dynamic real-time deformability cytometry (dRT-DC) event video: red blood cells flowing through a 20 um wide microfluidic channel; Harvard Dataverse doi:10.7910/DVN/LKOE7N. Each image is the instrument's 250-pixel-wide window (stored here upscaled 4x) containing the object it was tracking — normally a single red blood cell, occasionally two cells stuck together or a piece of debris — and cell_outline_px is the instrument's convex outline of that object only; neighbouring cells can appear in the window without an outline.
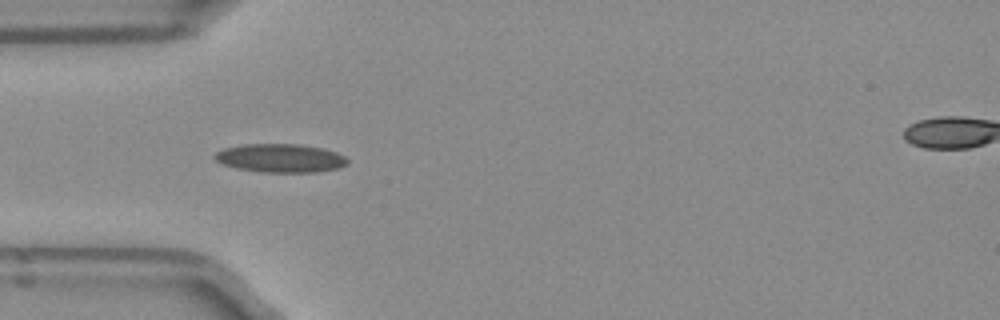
{"species": "Egyptian fruit bat (a non-hibernating species)", "species_latin": "Rousettus aegyptiacus", "temperature_condition": "room temperature", "stored_images_in_passage": 37, "camera_frame_rate_fps": 3000, "um_per_image_px": 0.085, "frame": {"image": 1, "passage_image": 1, "time_ms": 0.0, "image_size_px": [1000, 320], "cell_outline_px": [[348, 164], [340, 168], [316, 172], [260, 172], [236, 168], [220, 164], [212, 156], [216, 152], [224, 148], [244, 144], [300, 144], [324, 148], [336, 152], [344, 156], [348, 160]], "centroid_in_image_um": [23.83, 13.44], "position_along_channel_um": 61.2, "area_um2": 22.31}}
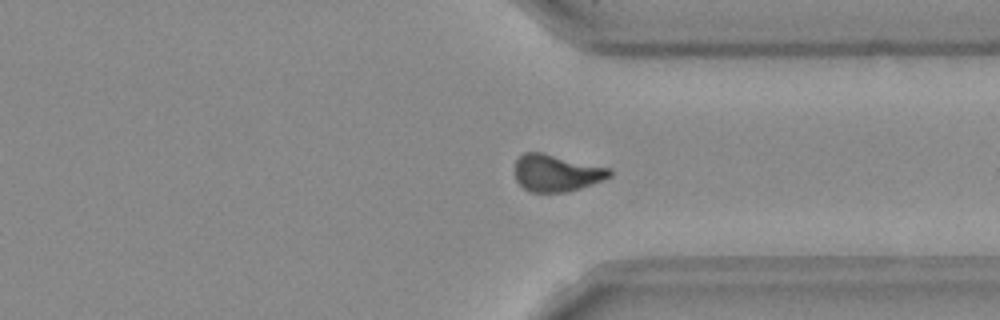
{"frame": {"image": 2, "passage_image": 24, "time_ms": 7.667, "image_size_px": [1000, 320], "cell_outline_px": [[612, 176], [604, 180], [580, 188], [564, 192], [532, 192], [524, 188], [516, 180], [516, 160], [524, 152], [540, 152], [612, 168]], "centroid_in_image_um": [47.34, 14.7], "position_along_channel_um": 364.1, "area_um2": 20.35}}
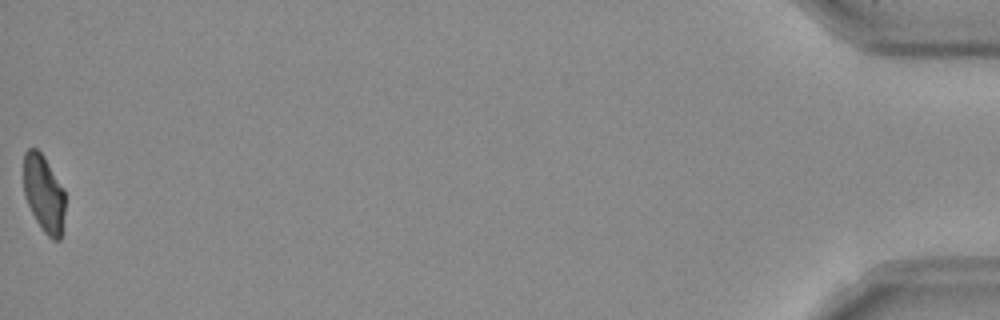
{"frame": {"image": 3, "passage_image": 37, "time_ms": 12.0, "image_size_px": [1000, 320], "cell_outline_px": [[64, 212], [60, 240], [52, 240], [44, 232], [36, 220], [28, 204], [24, 192], [24, 152], [28, 148], [36, 148], [44, 156], [64, 188]], "centroid_in_image_um": [3.73, 16.43], "position_along_channel_um": 431.5, "area_um2": 18.55}, "authors_computed_cell_mechanics": {"area_um2": 20.1722, "velocity_mm_per_s": 3.9618, "shape_relaxation_time_tau1_ms": 5.0459, "shape_relaxation_time_tau2_ms": 2.1042, "deformation_change_tau1": 0.1563, "deformation_change_tau2": 0.1034}}